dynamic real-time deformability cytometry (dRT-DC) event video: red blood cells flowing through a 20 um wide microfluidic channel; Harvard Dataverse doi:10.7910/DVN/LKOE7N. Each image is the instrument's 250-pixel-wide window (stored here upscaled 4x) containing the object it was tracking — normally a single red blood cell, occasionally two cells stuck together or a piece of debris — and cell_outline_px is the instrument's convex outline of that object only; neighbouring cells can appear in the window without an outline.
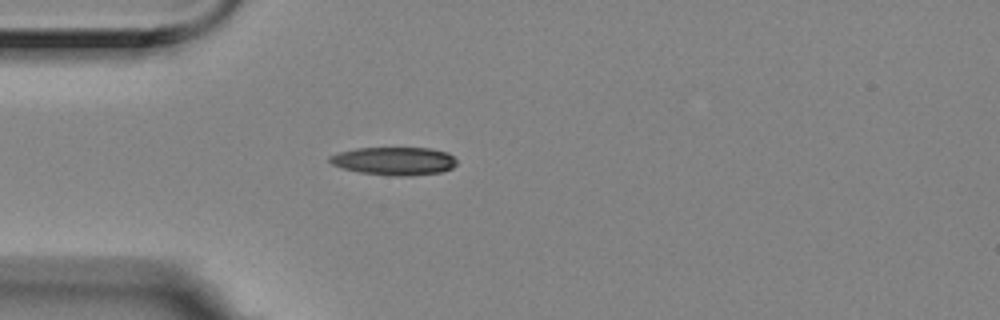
{"species": "Egyptian fruit bat (a non-hibernating species)", "species_latin": "Rousettus aegyptiacus", "temperature_condition": "room temperature", "stored_images_in_passage": 4, "camera_frame_rate_fps": 3000, "um_per_image_px": 0.085, "animal": {"sex": "female"}, "frame": {"image": 1, "passage_image": 4, "time_ms": 1.0, "image_size_px": [1000, 320], "cell_outline_px": [[456, 164], [452, 168], [440, 172], [412, 176], [392, 176], [360, 172], [344, 168], [332, 164], [328, 160], [328, 156], [340, 152], [356, 148], [432, 148], [448, 152], [456, 160]], "centroid_in_image_um": [33.52, 13.68], "position_along_channel_um": 51.5, "area_um2": 20.81}}